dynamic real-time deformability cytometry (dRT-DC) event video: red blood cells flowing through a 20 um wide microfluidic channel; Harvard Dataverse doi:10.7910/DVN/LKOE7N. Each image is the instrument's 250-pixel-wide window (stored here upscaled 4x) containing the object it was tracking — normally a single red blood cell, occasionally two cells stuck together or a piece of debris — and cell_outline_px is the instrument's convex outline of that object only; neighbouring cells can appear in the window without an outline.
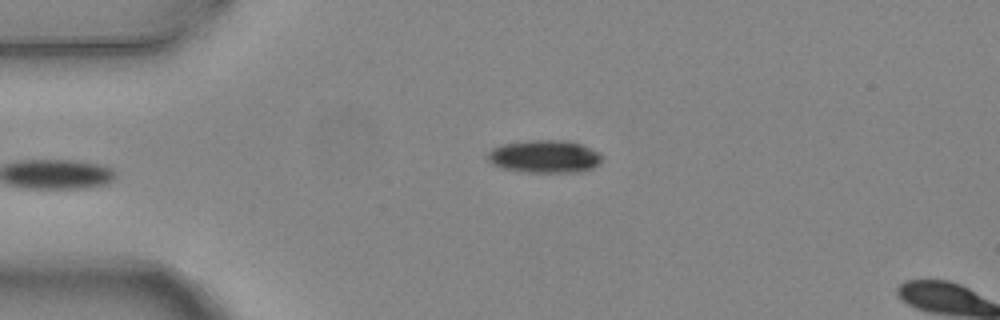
{"species": "common noctule bat (a hibernating species)", "species_latin": "Nyctalus noctula", "temperature_condition": "warm", "stored_images_in_passage": 5, "camera_frame_rate_fps": 3000, "um_per_image_px": 0.085, "animal": {"sex": "female", "body_mass_g": 24.6, "forearm_length_mm": 56.2}, "frame": {"image": 1, "passage_image": 5, "time_ms": 1.333, "image_size_px": [1000, 320], "cell_outline_px": [[600, 164], [584, 172], [524, 172], [504, 168], [492, 164], [488, 160], [488, 152], [492, 148], [500, 144], [528, 140], [564, 140], [580, 144], [600, 152]], "centroid_in_image_um": [46.28, 13.3], "position_along_channel_um": 38.7, "area_um2": 21.91}}